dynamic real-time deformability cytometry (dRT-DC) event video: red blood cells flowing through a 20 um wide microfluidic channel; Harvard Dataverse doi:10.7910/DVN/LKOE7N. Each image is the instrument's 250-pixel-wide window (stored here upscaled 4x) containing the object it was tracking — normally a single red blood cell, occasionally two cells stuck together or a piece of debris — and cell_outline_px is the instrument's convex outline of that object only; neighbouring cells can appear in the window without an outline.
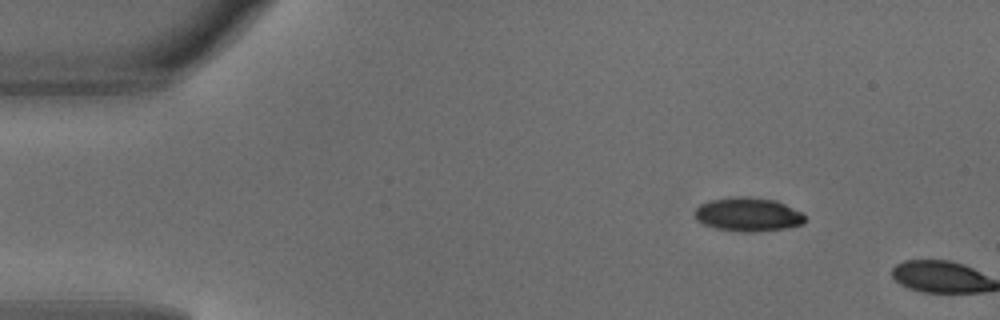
{"species": "common noctule bat (a hibernating species)", "species_latin": "Nyctalus noctula", "temperature_condition": "warm", "stored_images_in_passage": 2, "camera_frame_rate_fps": 3000, "um_per_image_px": 0.085, "animal": {"sex": "male", "body_mass_g": 18.8}, "frame": {"image": 1, "passage_image": 1, "time_ms": 0.0, "image_size_px": [1000, 320], "cell_outline_px": [[804, 224], [784, 228], [752, 232], [740, 232], [716, 228], [704, 224], [696, 220], [696, 208], [700, 204], [708, 200], [728, 196], [748, 196], [776, 200], [804, 212]], "centroid_in_image_um": [63.59, 18.21], "position_along_channel_um": 21.4, "area_um2": 21.96}}